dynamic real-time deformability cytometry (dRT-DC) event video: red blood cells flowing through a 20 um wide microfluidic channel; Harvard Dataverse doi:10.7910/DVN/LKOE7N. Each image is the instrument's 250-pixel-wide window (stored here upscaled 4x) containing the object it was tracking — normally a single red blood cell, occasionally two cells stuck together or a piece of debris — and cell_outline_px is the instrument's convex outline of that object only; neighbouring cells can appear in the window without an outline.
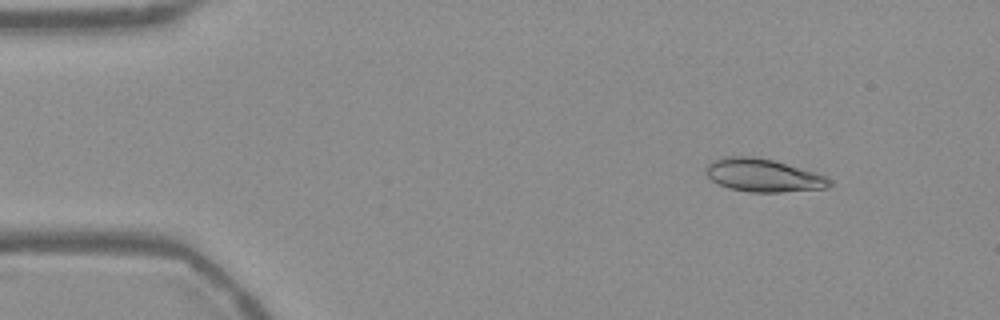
{"species": "Egyptian fruit bat (a non-hibernating species)", "species_latin": "Rousettus aegyptiacus", "temperature_condition": "warm", "stored_images_in_passage": 53, "camera_frame_rate_fps": 3000, "um_per_image_px": 0.085, "frame": {"image": 1, "passage_image": 6, "time_ms": 1.667, "image_size_px": [1000, 320], "cell_outline_px": [[832, 184], [828, 188], [780, 192], [748, 192], [728, 188], [712, 180], [708, 176], [704, 168], [712, 160], [724, 156], [756, 156], [772, 160], [812, 172], [824, 176], [832, 180]], "centroid_in_image_um": [64.83, 14.9], "position_along_channel_um": 20.2, "area_um2": 23.64}}
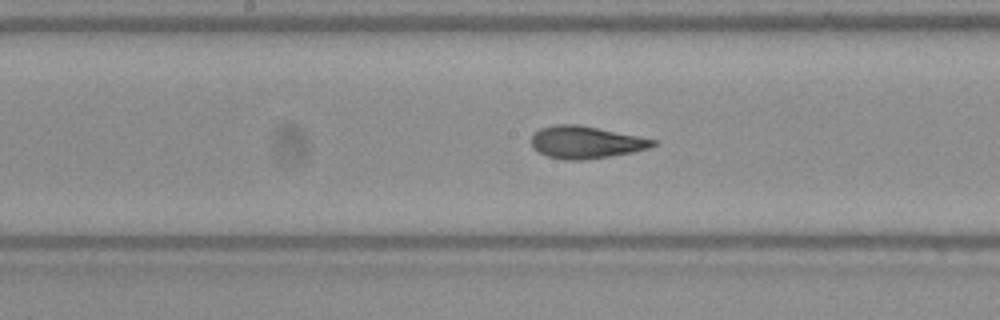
{"frame": {"image": 2, "passage_image": 27, "time_ms": 8.667, "image_size_px": [1000, 320], "cell_outline_px": [[656, 144], [648, 148], [632, 152], [584, 160], [564, 160], [548, 156], [532, 148], [532, 132], [540, 128], [556, 124], [580, 124], [640, 136], [656, 140]], "centroid_in_image_um": [49.77, 12.08], "position_along_channel_um": 198.4, "area_um2": 22.95}}
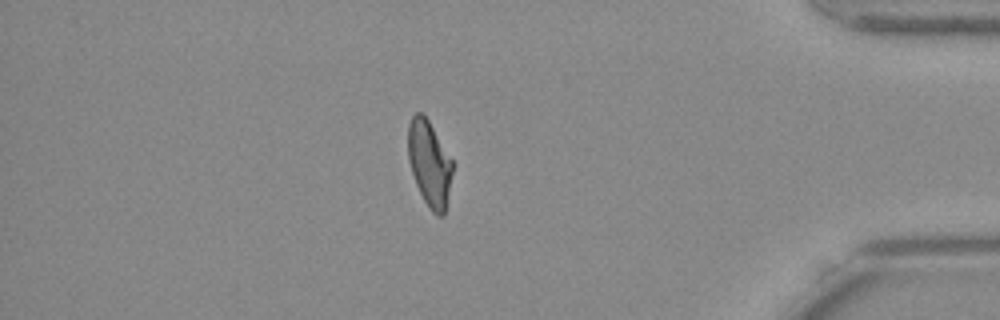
{"frame": {"image": 3, "passage_image": 46, "time_ms": 15.0, "image_size_px": [1000, 320], "cell_outline_px": [[452, 172], [444, 216], [436, 216], [428, 208], [416, 184], [408, 160], [408, 124], [412, 116], [416, 112], [424, 112], [452, 160]], "centroid_in_image_um": [36.48, 13.88], "position_along_channel_um": 398.7, "area_um2": 22.14}, "authors_computed_cell_mechanics": {"area_um2": 23.0044, "velocity_mm_per_s": 3.7643, "shape_relaxation_time_tau1_ms": 7.9098, "shape_relaxation_time_tau2_ms": 1.4958, "deformation_change_tau1": 0.2371, "deformation_change_tau2": 0.0815}}